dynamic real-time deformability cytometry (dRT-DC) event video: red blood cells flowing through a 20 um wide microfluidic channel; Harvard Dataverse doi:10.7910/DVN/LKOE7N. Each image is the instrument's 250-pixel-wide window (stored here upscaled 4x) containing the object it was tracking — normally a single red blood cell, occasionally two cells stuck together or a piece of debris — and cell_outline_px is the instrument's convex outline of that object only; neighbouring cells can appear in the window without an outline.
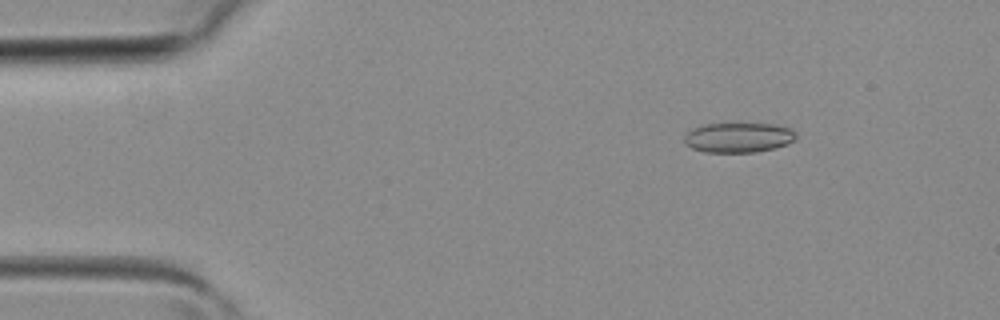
{"species": "common noctule bat (a hibernating species)", "species_latin": "Nyctalus noctula", "temperature_condition": "room temperature", "stored_images_in_passage": 5, "camera_frame_rate_fps": 3000, "um_per_image_px": 0.085, "animal": {"sex": "female", "body_mass_g": 19.3, "forearm_length_mm": 54.1}, "frame": {"image": 1, "passage_image": 2, "time_ms": 0.333, "image_size_px": [1000, 320], "cell_outline_px": [[796, 140], [788, 144], [776, 148], [756, 152], [704, 152], [692, 148], [684, 144], [684, 136], [692, 128], [704, 124], [736, 120], [776, 124], [792, 128], [796, 132]], "centroid_in_image_um": [62.8, 11.63], "position_along_channel_um": 22.2, "area_um2": 20.75}}